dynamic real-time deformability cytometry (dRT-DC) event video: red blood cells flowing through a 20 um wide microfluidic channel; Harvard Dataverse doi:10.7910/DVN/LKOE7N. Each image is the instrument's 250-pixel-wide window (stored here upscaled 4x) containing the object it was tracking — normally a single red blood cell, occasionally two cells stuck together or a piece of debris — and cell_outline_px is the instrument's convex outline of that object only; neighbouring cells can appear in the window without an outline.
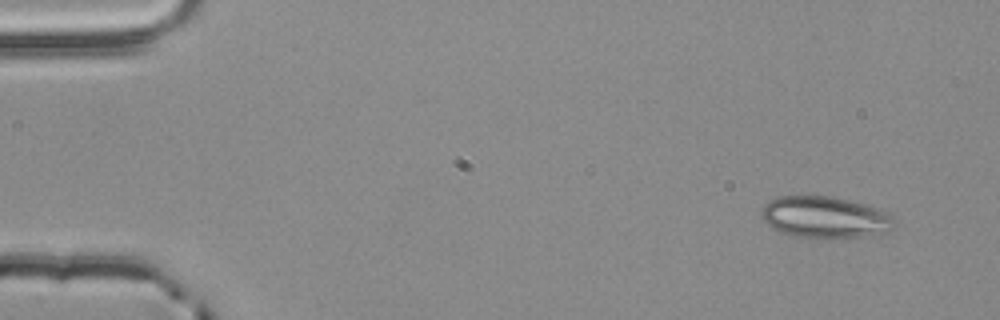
{"species": "common noctule bat (a hibernating species)", "species_latin": "Nyctalus noctula", "temperature_condition": "room temperature", "stored_images_in_passage": 4, "camera_frame_rate_fps": 3000, "um_per_image_px": 0.085, "animal": {"sex": "male", "body_mass_g": 20.4}, "frame": {"image": 1, "passage_image": 1, "time_ms": 0.0, "image_size_px": [1000, 320], "cell_outline_px": [[896, 220], [892, 228], [888, 232], [864, 236], [796, 236], [780, 232], [772, 228], [760, 216], [760, 208], [768, 200], [776, 196], [828, 196], [868, 204], [880, 208], [888, 212]], "centroid_in_image_um": [70.11, 18.43], "position_along_channel_um": 14.9, "area_um2": 32.08}}